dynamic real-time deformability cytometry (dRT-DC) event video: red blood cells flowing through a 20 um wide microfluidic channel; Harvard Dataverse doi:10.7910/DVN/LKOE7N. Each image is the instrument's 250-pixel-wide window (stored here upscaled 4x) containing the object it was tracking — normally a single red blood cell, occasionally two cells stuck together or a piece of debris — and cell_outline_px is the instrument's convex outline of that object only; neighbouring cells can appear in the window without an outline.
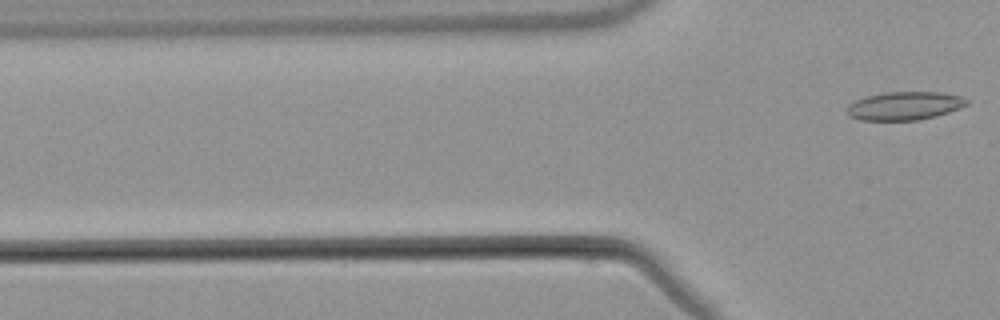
{"species": "common noctule bat (a hibernating species)", "species_latin": "Nyctalus noctula", "temperature_condition": "warm", "stored_images_in_passage": 6, "camera_frame_rate_fps": 3000, "um_per_image_px": 0.085, "animal": {"sex": "male", "body_mass_g": 21.5, "forearm_length_mm": 52.0}, "frame": {"image": 1, "passage_image": 6, "time_ms": 7.0, "image_size_px": [1000, 320], "cell_outline_px": [[968, 104], [960, 108], [936, 116], [916, 120], [860, 120], [848, 116], [848, 104], [856, 100], [868, 96], [888, 92], [940, 92], [960, 96], [968, 100]], "centroid_in_image_um": [76.89, 9.0], "position_along_channel_um": 48.9, "area_um2": 19.59}}